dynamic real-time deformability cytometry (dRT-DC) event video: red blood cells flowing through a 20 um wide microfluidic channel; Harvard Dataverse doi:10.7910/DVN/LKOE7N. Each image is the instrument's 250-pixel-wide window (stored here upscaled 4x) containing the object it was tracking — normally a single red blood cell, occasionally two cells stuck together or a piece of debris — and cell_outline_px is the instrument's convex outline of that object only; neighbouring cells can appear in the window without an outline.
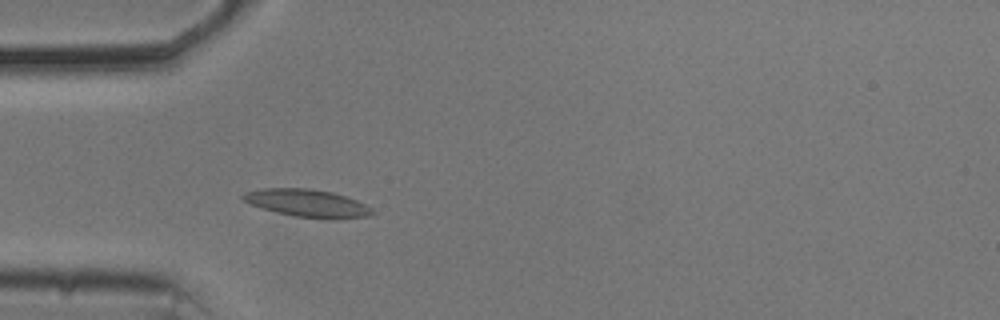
{"species": "common noctule bat (a hibernating species)", "species_latin": "Nyctalus noctula", "temperature_condition": "cold", "stored_images_in_passage": 36, "camera_frame_rate_fps": 3000, "um_per_image_px": 0.085, "animal": {"sex": "male", "body_mass_g": 20.5, "forearm_length_mm": 52.5}, "frame": {"image": 1, "passage_image": 5, "time_ms": 1.333, "image_size_px": [1000, 320], "cell_outline_px": [[376, 212], [368, 216], [328, 220], [296, 216], [276, 212], [252, 204], [244, 200], [240, 196], [244, 192], [264, 188], [312, 188], [332, 192], [356, 200], [372, 208]], "centroid_in_image_um": [26.15, 17.27], "position_along_channel_um": 58.8, "area_um2": 20.81}}
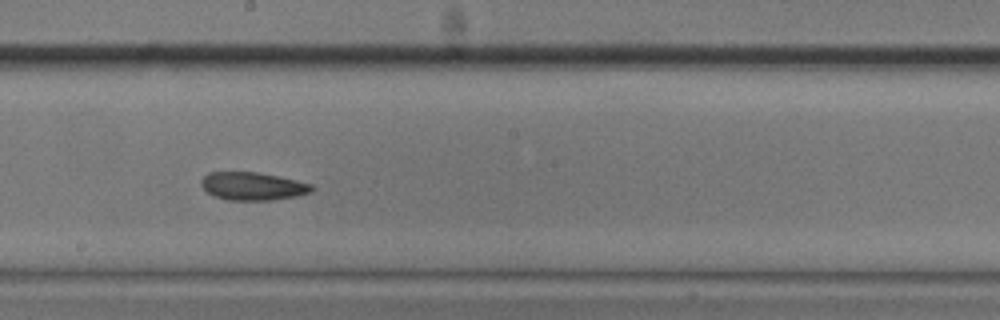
{"frame": {"image": 2, "passage_image": 19, "time_ms": 6.0, "image_size_px": [1000, 320], "cell_outline_px": [[316, 188], [312, 192], [296, 196], [272, 200], [228, 200], [216, 196], [208, 192], [200, 184], [200, 180], [208, 172], [256, 172], [296, 180], [312, 184]], "centroid_in_image_um": [21.5, 15.82], "position_along_channel_um": 226.7, "area_um2": 17.98}}
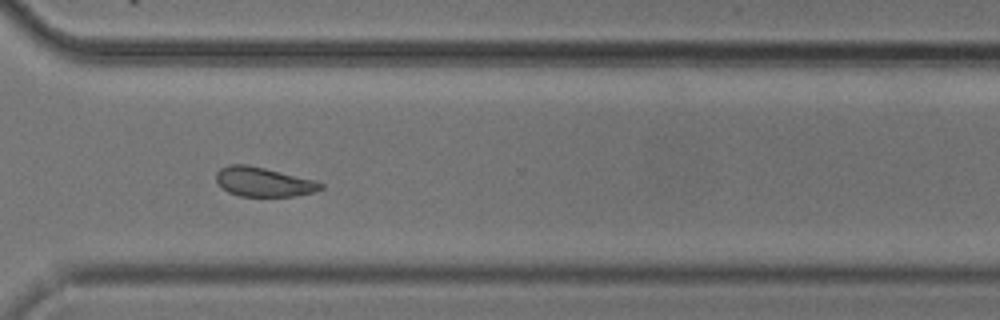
{"frame": {"image": 3, "passage_image": 29, "time_ms": 9.333, "image_size_px": [1000, 320], "cell_outline_px": [[324, 188], [312, 192], [296, 196], [240, 196], [228, 192], [216, 180], [216, 172], [220, 168], [228, 164], [248, 164], [312, 180], [324, 184]], "centroid_in_image_um": [22.36, 15.46], "position_along_channel_um": 348.2, "area_um2": 17.63}, "authors_computed_cell_mechanics": {"area_um2": 18.4671, "velocity_mm_per_s": 3.6598, "shape_relaxation_time_tau1_ms": 3.9154, "shape_relaxation_time_tau2_ms": 6.5838, "deformation_change_tau1": 0.0989, "deformation_change_tau2": 0.1208}}